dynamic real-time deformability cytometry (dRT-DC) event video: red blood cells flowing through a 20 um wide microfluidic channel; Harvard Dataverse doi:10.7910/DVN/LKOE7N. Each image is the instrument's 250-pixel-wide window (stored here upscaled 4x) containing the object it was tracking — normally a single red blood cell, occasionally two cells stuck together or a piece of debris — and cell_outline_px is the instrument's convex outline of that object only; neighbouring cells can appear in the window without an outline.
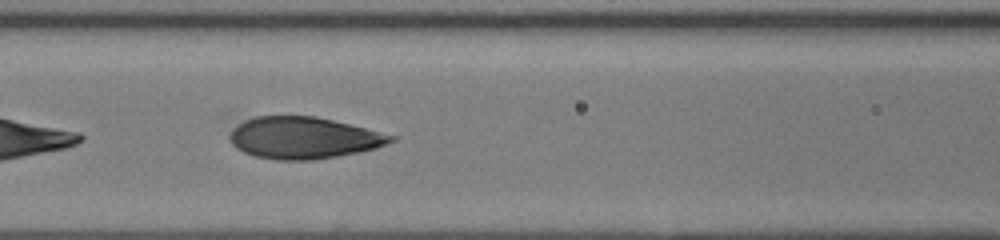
{"species": "human", "species_latin": "Homo sapiens", "temperature_condition": "room temperature", "stored_images_in_passage": 40, "camera_frame_rate_fps": 3000, "um_per_image_px": 0.085, "donor": {"sex": "female"}, "frame": {"image": 1, "passage_image": 17, "time_ms": 5.333, "image_size_px": [1000, 240], "cell_outline_px": [[396, 140], [376, 148], [360, 152], [312, 160], [276, 160], [256, 156], [244, 152], [236, 148], [232, 144], [228, 136], [232, 128], [236, 124], [244, 120], [256, 116], [316, 116], [396, 136]], "centroid_in_image_um": [25.76, 11.72], "position_along_channel_um": 140.8, "area_um2": 39.13}}
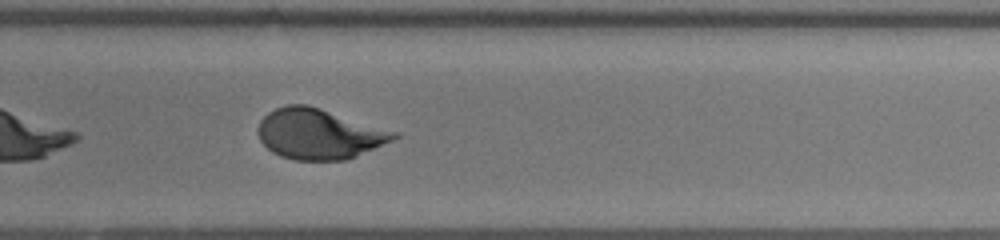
{"frame": {"image": 2, "passage_image": 27, "time_ms": 8.667, "image_size_px": [1000, 240], "cell_outline_px": [[400, 136], [392, 140], [356, 156], [344, 160], [296, 160], [280, 156], [272, 152], [260, 140], [256, 132], [256, 128], [260, 120], [268, 112], [276, 108], [288, 104], [308, 104], [400, 132]], "centroid_in_image_um": [27.11, 11.37], "position_along_channel_um": 302.7, "area_um2": 40.11}}
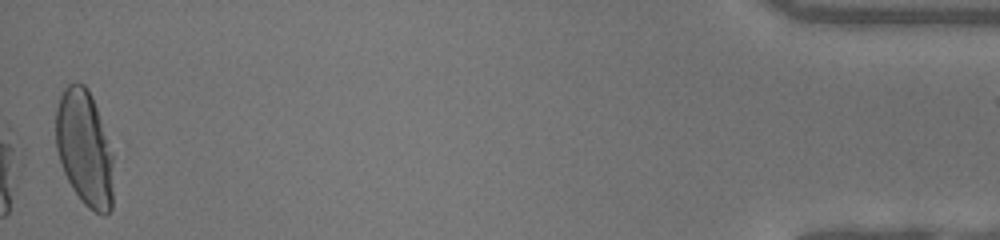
{"frame": {"image": 3, "passage_image": 40, "time_ms": 13.0, "image_size_px": [1000, 240], "cell_outline_px": [[112, 208], [104, 216], [88, 208], [80, 200], [72, 188], [64, 172], [56, 148], [56, 108], [60, 96], [64, 88], [68, 84], [76, 80], [84, 84], [88, 88], [92, 96], [112, 152]], "centroid_in_image_um": [7.17, 12.58], "position_along_channel_um": 428.0, "area_um2": 38.78}}